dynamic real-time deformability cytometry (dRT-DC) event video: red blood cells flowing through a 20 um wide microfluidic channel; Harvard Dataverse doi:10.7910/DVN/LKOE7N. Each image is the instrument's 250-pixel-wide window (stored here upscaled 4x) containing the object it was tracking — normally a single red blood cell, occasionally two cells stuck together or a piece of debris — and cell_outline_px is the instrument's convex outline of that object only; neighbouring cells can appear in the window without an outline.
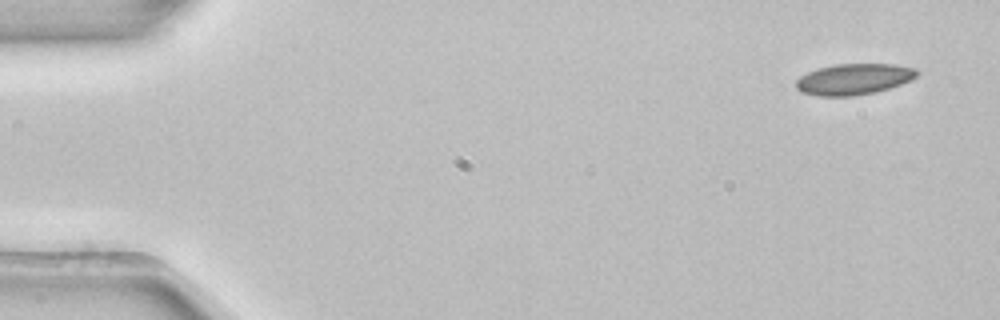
{"species": "common noctule bat (a hibernating species)", "species_latin": "Nyctalus noctula", "temperature_condition": "room temperature", "stored_images_in_passage": 4, "camera_frame_rate_fps": 3000, "um_per_image_px": 0.085, "animal": {"sex": "female", "body_mass_g": 22.7, "forearm_length_mm": 54.2}, "frame": {"image": 1, "passage_image": 1, "time_ms": 0.0, "image_size_px": [1000, 320], "cell_outline_px": [[920, 72], [912, 80], [876, 92], [852, 96], [816, 96], [800, 92], [796, 88], [796, 80], [800, 76], [808, 72], [820, 68], [836, 64], [892, 64], [916, 68]], "centroid_in_image_um": [72.57, 6.73], "position_along_channel_um": 12.4, "area_um2": 21.91}}
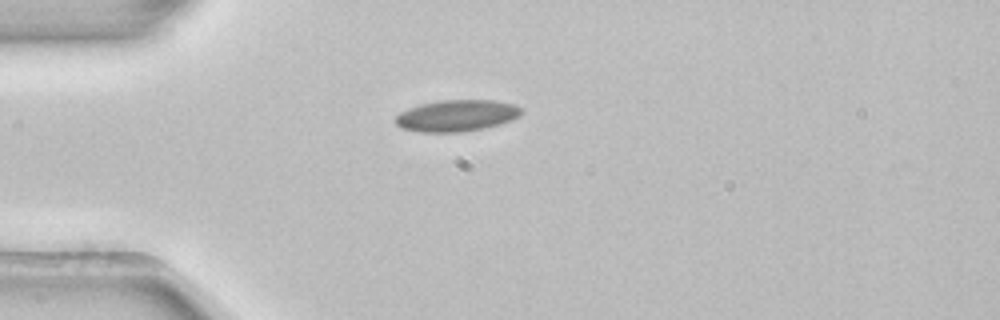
{"frame": {"image": 2, "passage_image": 4, "time_ms": 1.0, "image_size_px": [1000, 320], "cell_outline_px": [[524, 112], [520, 116], [512, 120], [484, 128], [464, 132], [420, 132], [400, 128], [392, 120], [400, 112], [408, 108], [420, 104], [440, 100], [492, 100], [516, 104]], "centroid_in_image_um": [38.8, 9.83], "position_along_channel_um": 46.2, "area_um2": 23.41}}